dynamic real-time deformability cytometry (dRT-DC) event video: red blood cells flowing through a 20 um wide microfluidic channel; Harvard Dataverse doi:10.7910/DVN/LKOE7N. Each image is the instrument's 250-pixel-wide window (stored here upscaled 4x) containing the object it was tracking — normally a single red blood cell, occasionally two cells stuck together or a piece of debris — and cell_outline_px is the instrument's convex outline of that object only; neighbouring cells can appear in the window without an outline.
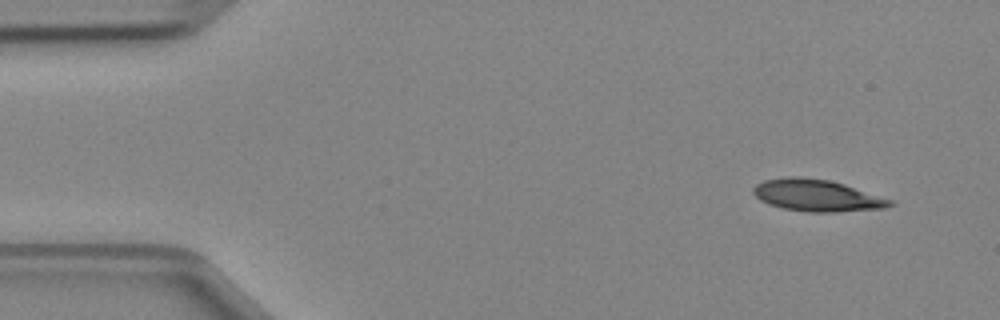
{"species": "Egyptian fruit bat (a non-hibernating species)", "species_latin": "Rousettus aegyptiacus", "temperature_condition": "cold", "stored_images_in_passage": 6, "camera_frame_rate_fps": 3000, "um_per_image_px": 0.085, "animal": {"sex": "female"}, "frame": {"image": 1, "passage_image": 1, "time_ms": 0.0, "image_size_px": [1000, 320], "cell_outline_px": [[896, 204], [884, 208], [836, 212], [808, 212], [784, 208], [768, 204], [760, 200], [752, 192], [752, 188], [756, 184], [764, 180], [788, 176], [800, 176], [828, 180], [844, 184], [892, 200]], "centroid_in_image_um": [69.41, 16.61], "position_along_channel_um": 15.6, "area_um2": 25.32}}
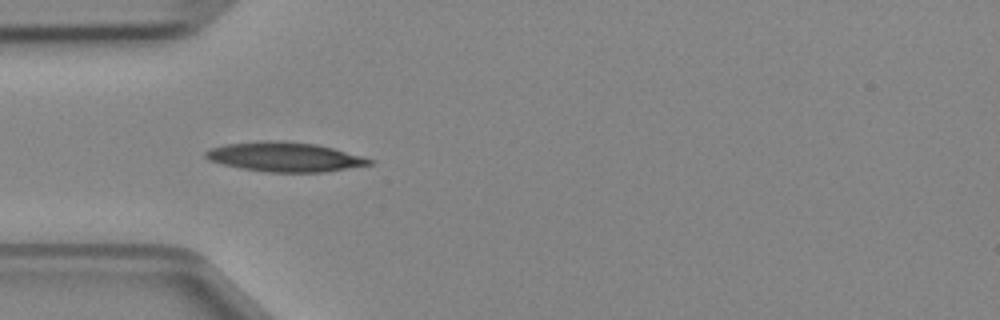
{"frame": {"image": 2, "passage_image": 4, "time_ms": 1.0, "image_size_px": [1000, 320], "cell_outline_px": [[372, 164], [324, 172], [268, 172], [240, 168], [208, 160], [204, 156], [204, 152], [208, 148], [224, 144], [260, 140], [284, 140], [316, 144], [332, 148], [360, 156], [372, 160]], "centroid_in_image_um": [24.11, 13.32], "position_along_channel_um": 60.9, "area_um2": 28.15}}
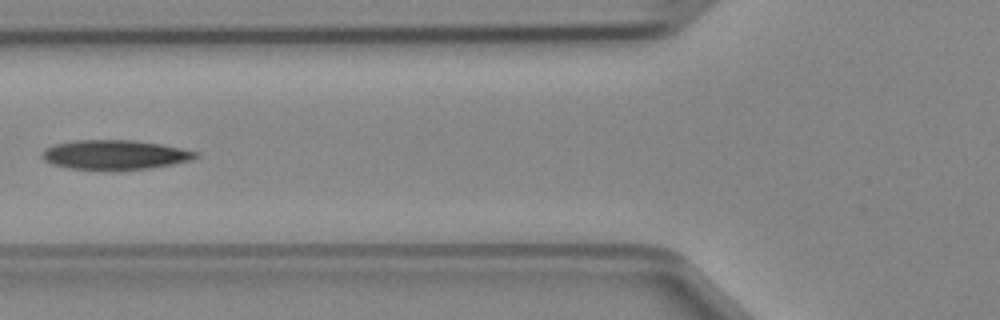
{"frame": {"image": 3, "passage_image": 5, "time_ms": 1.333, "image_size_px": [1000, 320], "cell_outline_px": [[200, 156], [192, 160], [152, 168], [112, 172], [72, 168], [52, 164], [44, 160], [40, 156], [40, 152], [44, 148], [56, 144], [76, 140], [132, 140], [160, 144], [200, 152]], "centroid_in_image_um": [9.76, 13.18], "position_along_channel_um": 116.0, "area_um2": 27.05}}